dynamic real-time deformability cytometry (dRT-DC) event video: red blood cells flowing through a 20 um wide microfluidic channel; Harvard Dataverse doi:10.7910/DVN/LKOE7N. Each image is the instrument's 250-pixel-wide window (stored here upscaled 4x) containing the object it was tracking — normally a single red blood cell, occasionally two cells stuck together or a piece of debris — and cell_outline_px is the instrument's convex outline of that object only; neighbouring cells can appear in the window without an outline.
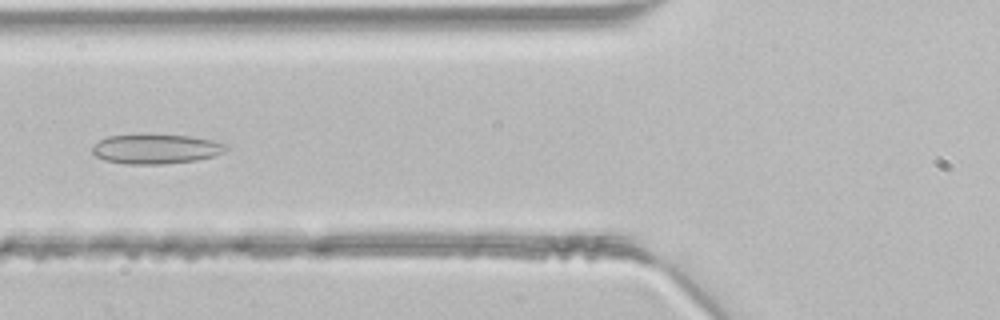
{"species": "common noctule bat (a hibernating species)", "species_latin": "Nyctalus noctula", "temperature_condition": "room temperature", "stored_images_in_passage": 35, "camera_frame_rate_fps": 3000, "um_per_image_px": 0.085, "animal": {"sex": "male", "body_mass_g": 21.5, "forearm_length_mm": 52.0}, "frame": {"image": 1, "passage_image": 9, "time_ms": 2.667, "image_size_px": [1000, 320], "cell_outline_px": [[228, 148], [224, 152], [212, 156], [196, 160], [164, 164], [128, 164], [104, 160], [96, 156], [92, 152], [92, 144], [108, 136], [192, 136], [212, 140], [228, 144]], "centroid_in_image_um": [13.26, 12.68], "position_along_channel_um": 112.5, "area_um2": 22.66}}
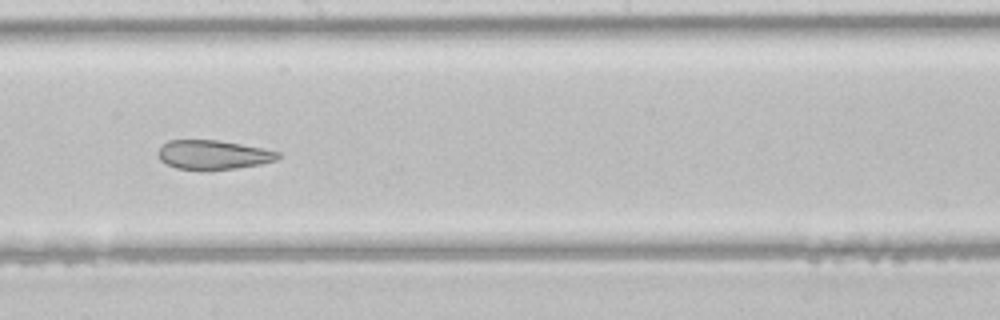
{"frame": {"image": 2, "passage_image": 17, "time_ms": 5.333, "image_size_px": [1000, 320], "cell_outline_px": [[280, 156], [276, 160], [260, 164], [236, 168], [208, 172], [204, 172], [176, 168], [160, 160], [156, 152], [168, 140], [220, 140], [264, 148], [280, 152]], "centroid_in_image_um": [18.11, 13.18], "position_along_channel_um": 230.1, "area_um2": 20.92}}
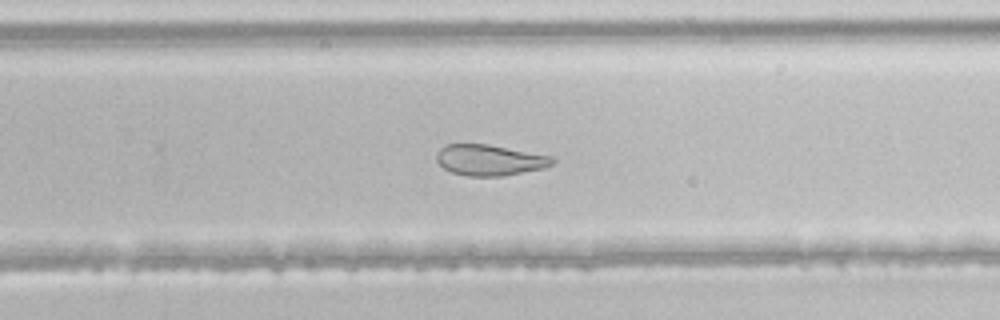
{"frame": {"image": 3, "passage_image": 21, "time_ms": 6.667, "image_size_px": [1000, 320], "cell_outline_px": [[556, 164], [544, 168], [504, 176], [468, 176], [452, 172], [444, 168], [436, 160], [436, 152], [444, 144], [488, 144], [552, 156], [556, 160]], "centroid_in_image_um": [41.64, 13.6], "position_along_channel_um": 288.2, "area_um2": 21.04}}